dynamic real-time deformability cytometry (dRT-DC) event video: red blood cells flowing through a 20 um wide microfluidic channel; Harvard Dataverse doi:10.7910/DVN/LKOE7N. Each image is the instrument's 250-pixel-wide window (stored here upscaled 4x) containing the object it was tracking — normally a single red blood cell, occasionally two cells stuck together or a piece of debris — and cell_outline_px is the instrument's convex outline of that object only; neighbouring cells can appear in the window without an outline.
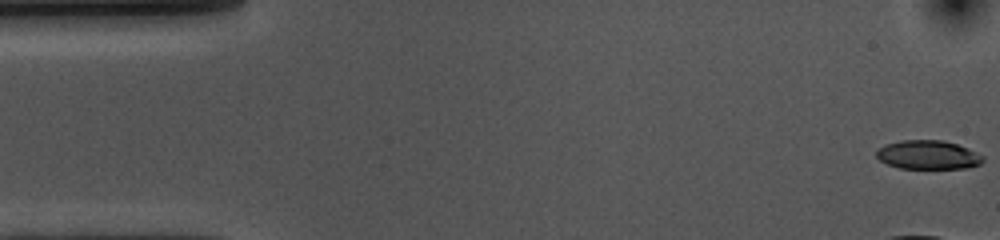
{"species": "common noctule bat (a hibernating species)", "species_latin": "Nyctalus noctula", "temperature_condition": "cold", "stored_images_in_passage": 14, "camera_frame_rate_fps": 3000, "um_per_image_px": 0.085, "animal": {"sex": "female", "body_mass_g": 10.0, "forearm_length_mm": 53.1}, "frame": {"image": 1, "passage_image": 1, "time_ms": 0.0, "image_size_px": [1000, 240], "cell_outline_px": [[984, 160], [980, 164], [964, 168], [900, 168], [888, 164], [880, 160], [876, 156], [876, 148], [884, 144], [900, 140], [944, 140], [968, 148], [984, 156]], "centroid_in_image_um": [78.86, 13.15], "position_along_channel_um": 6.1, "area_um2": 17.98}}
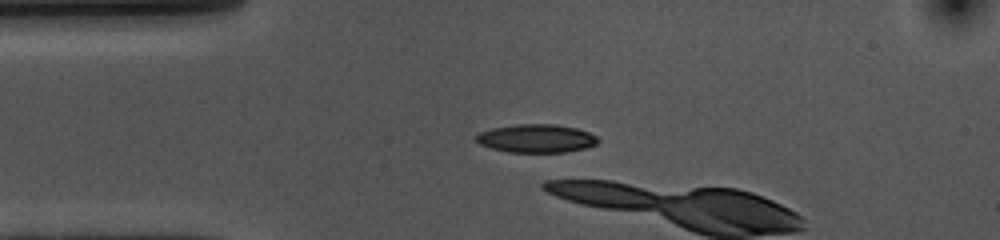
{"frame": {"image": 2, "passage_image": 12, "time_ms": 3.667, "image_size_px": [1000, 240], "cell_outline_px": [[600, 140], [596, 144], [584, 148], [564, 152], [508, 152], [492, 148], [480, 144], [476, 140], [476, 136], [480, 132], [492, 128], [516, 124], [556, 124], [576, 128], [588, 132], [596, 136]], "centroid_in_image_um": [45.59, 11.76], "position_along_channel_um": 39.4, "area_um2": 20.0}}